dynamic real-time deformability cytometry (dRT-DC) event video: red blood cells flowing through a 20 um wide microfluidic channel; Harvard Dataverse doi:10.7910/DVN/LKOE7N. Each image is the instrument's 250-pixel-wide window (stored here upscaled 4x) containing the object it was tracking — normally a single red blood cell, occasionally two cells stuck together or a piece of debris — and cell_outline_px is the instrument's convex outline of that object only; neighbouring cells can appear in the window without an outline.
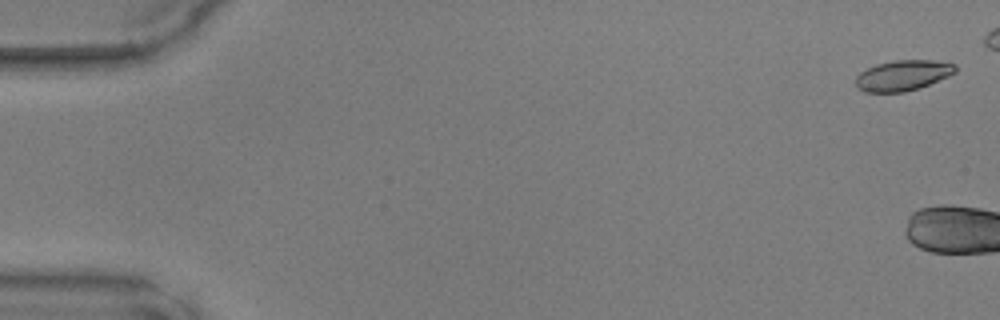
{"species": "common noctule bat (a hibernating species)", "species_latin": "Nyctalus noctula", "temperature_condition": "warm", "stored_images_in_passage": 5, "camera_frame_rate_fps": 3000, "um_per_image_px": 0.085, "animal": {"sex": "male", "body_mass_g": 17.9, "forearm_length_mm": 54.2}, "frame": {"image": 1, "passage_image": 2, "time_ms": 0.333, "image_size_px": [1000, 320], "cell_outline_px": [[956, 72], [948, 76], [920, 88], [904, 92], [864, 92], [856, 88], [856, 76], [860, 72], [876, 64], [896, 60], [932, 60], [956, 64]], "centroid_in_image_um": [76.73, 6.41], "position_along_channel_um": 8.3, "area_um2": 17.74}}